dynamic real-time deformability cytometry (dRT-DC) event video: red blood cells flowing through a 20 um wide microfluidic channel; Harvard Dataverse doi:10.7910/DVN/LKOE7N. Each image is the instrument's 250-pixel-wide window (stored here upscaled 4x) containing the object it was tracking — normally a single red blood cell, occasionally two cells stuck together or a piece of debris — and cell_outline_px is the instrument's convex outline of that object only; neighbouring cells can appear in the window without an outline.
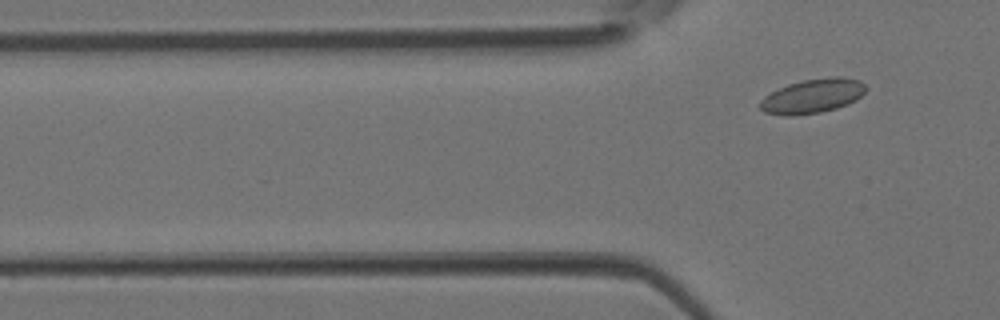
{"species": "Egyptian fruit bat (a non-hibernating species)", "species_latin": "Rousettus aegyptiacus", "temperature_condition": "room temperature", "stored_images_in_passage": 2, "camera_frame_rate_fps": 3000, "um_per_image_px": 0.085, "animal": {"sex": "female"}, "frame": {"image": 1, "passage_image": 2, "time_ms": 0.333, "image_size_px": [1000, 320], "cell_outline_px": [[868, 88], [856, 100], [848, 104], [836, 108], [820, 112], [792, 116], [784, 116], [764, 112], [760, 108], [760, 100], [764, 96], [788, 84], [804, 80], [828, 76], [844, 76], [860, 80]], "centroid_in_image_um": [69.09, 8.15], "position_along_channel_um": 56.7, "area_um2": 21.27}}